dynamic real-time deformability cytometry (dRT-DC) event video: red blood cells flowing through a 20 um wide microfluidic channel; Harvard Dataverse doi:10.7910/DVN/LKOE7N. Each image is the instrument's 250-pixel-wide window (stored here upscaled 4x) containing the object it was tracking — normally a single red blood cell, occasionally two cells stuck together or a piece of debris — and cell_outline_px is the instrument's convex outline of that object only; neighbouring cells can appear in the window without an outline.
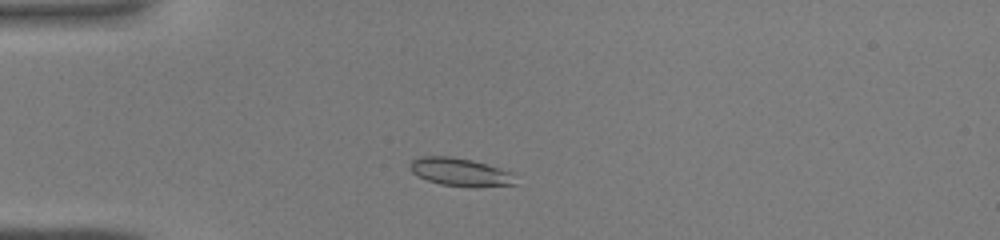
{"species": "common noctule bat (a hibernating species)", "species_latin": "Nyctalus noctula", "temperature_condition": "warm", "stored_images_in_passage": 38, "camera_frame_rate_fps": 3000, "um_per_image_px": 0.085, "animal": {"sex": "male", "body_mass_g": 19.0, "forearm_length_mm": 50.8}, "frame": {"image": 1, "passage_image": 6, "time_ms": 1.667, "image_size_px": [1000, 240], "cell_outline_px": [[516, 184], [472, 188], [440, 184], [428, 180], [412, 172], [408, 164], [412, 160], [420, 156], [448, 156], [472, 160], [500, 168], [512, 172]], "centroid_in_image_um": [39.12, 14.63], "position_along_channel_um": 45.9, "area_um2": 17.28}}
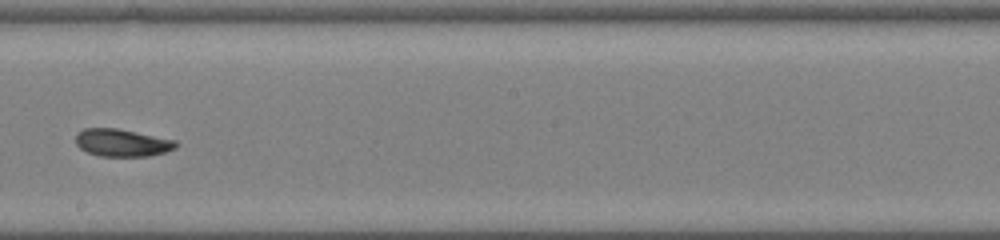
{"frame": {"image": 2, "passage_image": 20, "time_ms": 6.333, "image_size_px": [1000, 240], "cell_outline_px": [[180, 144], [176, 148], [164, 152], [148, 156], [100, 156], [88, 152], [80, 148], [76, 144], [76, 136], [84, 128], [116, 128], [176, 140]], "centroid_in_image_um": [10.4, 12.13], "position_along_channel_um": 237.8, "area_um2": 15.95}}
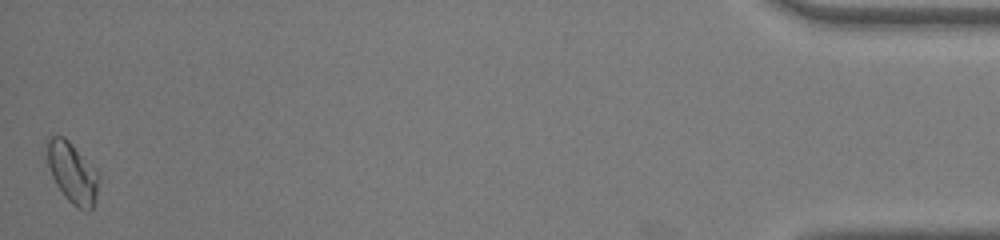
{"frame": {"image": 3, "passage_image": 38, "time_ms": 12.333, "image_size_px": [1000, 240], "cell_outline_px": [[100, 180], [96, 200], [92, 208], [88, 212], [72, 204], [64, 196], [56, 184], [52, 176], [48, 164], [48, 136], [64, 136], [100, 172]], "centroid_in_image_um": [6.21, 14.71], "position_along_channel_um": 429.0, "area_um2": 18.38}}